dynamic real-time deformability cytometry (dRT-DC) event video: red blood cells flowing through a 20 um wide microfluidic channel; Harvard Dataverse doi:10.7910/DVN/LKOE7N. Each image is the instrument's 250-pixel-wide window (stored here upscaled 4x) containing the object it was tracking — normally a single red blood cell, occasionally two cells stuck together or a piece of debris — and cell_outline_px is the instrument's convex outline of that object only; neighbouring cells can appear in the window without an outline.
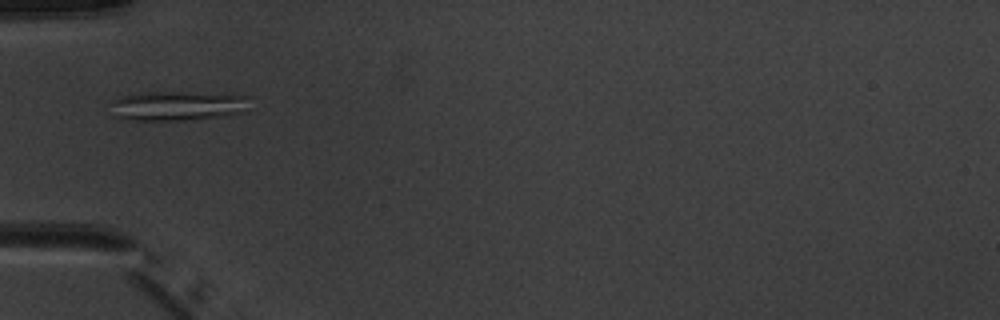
{"species": "common noctule bat (a hibernating species)", "species_latin": "Nyctalus noctula", "temperature_condition": "warm", "stored_images_in_passage": 2, "camera_frame_rate_fps": 3000, "um_per_image_px": 0.085, "animal": {"sex": "male", "body_mass_g": 20.1, "forearm_length_mm": 53.5}, "frame": {"image": 1, "passage_image": 2, "time_ms": 2.0, "image_size_px": [1000, 320], "cell_outline_px": [[248, 112], [228, 116], [184, 120], [120, 120], [116, 116], [112, 100], [120, 96], [144, 92], [232, 92], [248, 96]], "centroid_in_image_um": [15.23, 8.98], "position_along_channel_um": 69.8, "area_um2": 24.68}}